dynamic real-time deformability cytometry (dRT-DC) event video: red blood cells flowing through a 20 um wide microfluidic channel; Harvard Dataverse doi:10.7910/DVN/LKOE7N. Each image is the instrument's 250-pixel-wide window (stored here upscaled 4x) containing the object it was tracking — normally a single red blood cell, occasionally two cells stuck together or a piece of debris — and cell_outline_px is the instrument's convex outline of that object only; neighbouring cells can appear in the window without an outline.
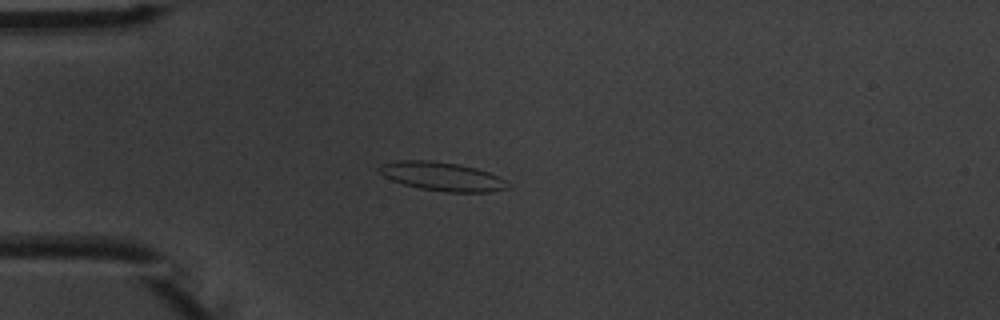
{"species": "common noctule bat (a hibernating species)", "species_latin": "Nyctalus noctula", "temperature_condition": "warm", "stored_images_in_passage": 6, "camera_frame_rate_fps": 3000, "um_per_image_px": 0.085, "animal": {"sex": "male", "body_mass_g": 20.1, "forearm_length_mm": 53.5}, "frame": {"image": 1, "passage_image": 3, "time_ms": 2.667, "image_size_px": [1000, 320], "cell_outline_px": [[508, 188], [488, 192], [444, 192], [420, 188], [404, 184], [392, 180], [384, 176], [376, 168], [380, 164], [396, 160], [432, 160], [460, 164], [476, 168], [488, 172], [508, 180]], "centroid_in_image_um": [37.57, 14.98], "position_along_channel_um": 47.4, "area_um2": 21.68}}
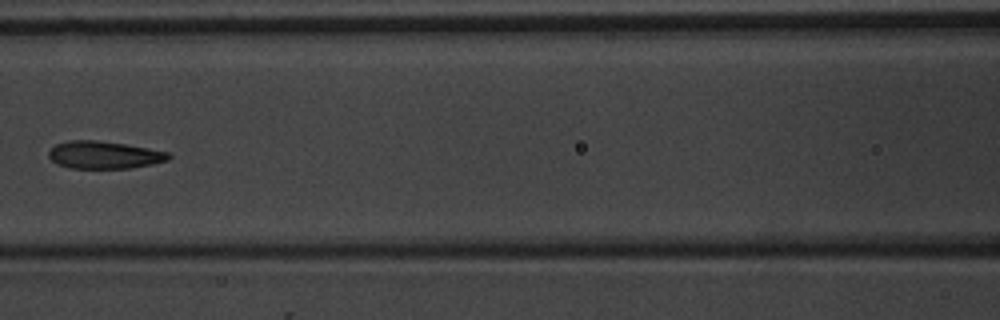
{"frame": {"image": 2, "passage_image": 6, "time_ms": 6.0, "image_size_px": [1000, 320], "cell_outline_px": [[172, 156], [168, 160], [152, 164], [132, 168], [68, 168], [56, 164], [48, 156], [48, 152], [56, 144], [68, 140], [96, 140], [124, 144], [148, 148], [168, 152]], "centroid_in_image_um": [8.84, 13.17], "position_along_channel_um": 157.8, "area_um2": 19.25}}